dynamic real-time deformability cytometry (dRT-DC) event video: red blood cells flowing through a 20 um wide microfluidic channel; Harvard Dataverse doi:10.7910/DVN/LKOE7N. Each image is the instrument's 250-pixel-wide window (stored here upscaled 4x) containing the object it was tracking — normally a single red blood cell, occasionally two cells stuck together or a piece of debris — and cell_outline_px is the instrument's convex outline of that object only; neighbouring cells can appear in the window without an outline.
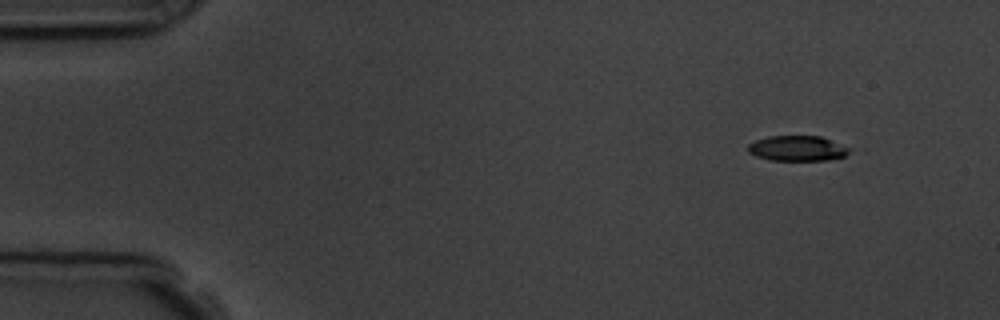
{"species": "common noctule bat (a hibernating species)", "species_latin": "Nyctalus noctula", "temperature_condition": "room temperature", "stored_images_in_passage": 5, "camera_frame_rate_fps": 3000, "um_per_image_px": 0.085, "animal": {"sex": "male", "body_mass_g": 19.5, "forearm_length_mm": 54.6}, "frame": {"image": 1, "passage_image": 1, "time_ms": 0.0, "image_size_px": [1000, 320], "cell_outline_px": [[852, 152], [844, 156], [828, 160], [768, 160], [756, 156], [748, 152], [748, 144], [756, 140], [768, 136], [820, 136], [852, 148]], "centroid_in_image_um": [67.8, 12.61], "position_along_channel_um": 17.2, "area_um2": 15.03}}
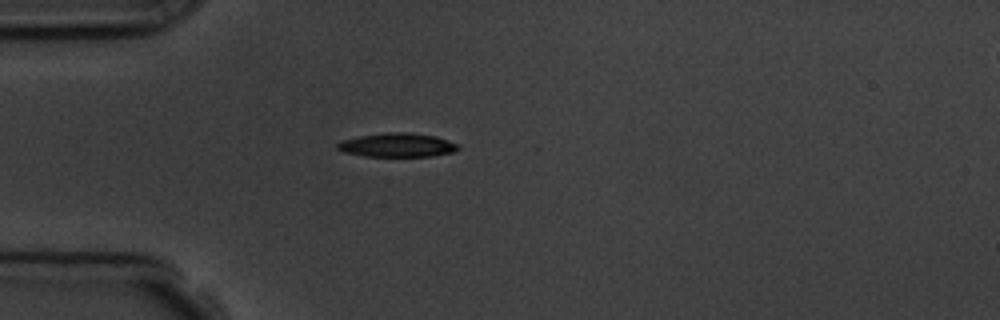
{"frame": {"image": 2, "passage_image": 3, "time_ms": 3.333, "image_size_px": [1000, 320], "cell_outline_px": [[460, 148], [452, 152], [432, 156], [364, 156], [344, 152], [336, 148], [336, 144], [340, 140], [360, 136], [388, 132], [408, 132], [436, 136], [460, 144]], "centroid_in_image_um": [33.77, 12.32], "position_along_channel_um": 51.2, "area_um2": 16.88}}